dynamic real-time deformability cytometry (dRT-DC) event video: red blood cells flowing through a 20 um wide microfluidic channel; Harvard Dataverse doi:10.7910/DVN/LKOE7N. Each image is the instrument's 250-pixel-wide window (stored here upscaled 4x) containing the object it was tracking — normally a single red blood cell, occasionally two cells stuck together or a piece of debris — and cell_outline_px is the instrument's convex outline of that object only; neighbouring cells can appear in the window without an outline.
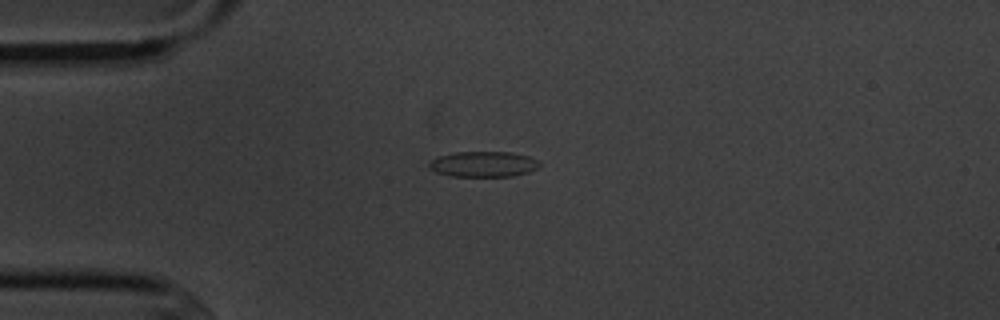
{"species": "common noctule bat (a hibernating species)", "species_latin": "Nyctalus noctula", "temperature_condition": "cold", "stored_images_in_passage": 5, "camera_frame_rate_fps": 3000, "um_per_image_px": 0.085, "animal": {"sex": "male", "body_mass_g": 20.1, "forearm_length_mm": 53.5}, "frame": {"image": 1, "passage_image": 1, "time_ms": 0.0, "image_size_px": [1000, 320], "cell_outline_px": [[540, 164], [536, 168], [528, 172], [512, 176], [448, 176], [436, 172], [428, 168], [428, 164], [432, 160], [440, 156], [456, 152], [512, 152], [528, 156], [540, 160]], "centroid_in_image_um": [41.09, 13.95], "position_along_channel_um": 43.9, "area_um2": 16.42}}
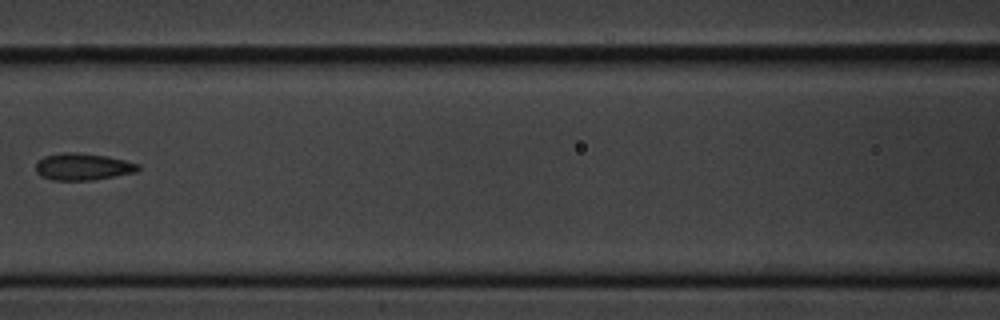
{"frame": {"image": 2, "passage_image": 4, "time_ms": 3.667, "image_size_px": [1000, 320], "cell_outline_px": [[140, 168], [136, 172], [92, 180], [52, 180], [40, 176], [36, 172], [36, 164], [44, 156], [64, 152], [76, 152], [108, 156], [140, 164]], "centroid_in_image_um": [7.04, 14.17], "position_along_channel_um": 159.6, "area_um2": 16.07}}
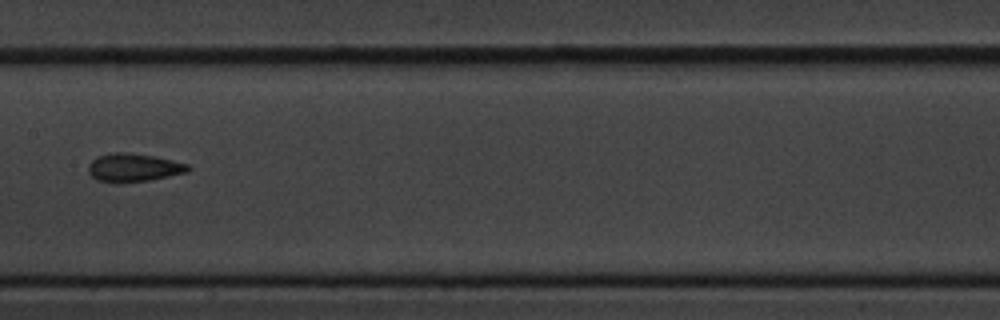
{"frame": {"image": 3, "passage_image": 5, "time_ms": 4.667, "image_size_px": [1000, 320], "cell_outline_px": [[192, 168], [188, 172], [148, 180], [96, 180], [88, 172], [88, 164], [96, 156], [112, 152], [128, 152], [156, 156], [188, 164]], "centroid_in_image_um": [11.38, 14.19], "position_along_channel_um": 196.0, "area_um2": 16.01}}